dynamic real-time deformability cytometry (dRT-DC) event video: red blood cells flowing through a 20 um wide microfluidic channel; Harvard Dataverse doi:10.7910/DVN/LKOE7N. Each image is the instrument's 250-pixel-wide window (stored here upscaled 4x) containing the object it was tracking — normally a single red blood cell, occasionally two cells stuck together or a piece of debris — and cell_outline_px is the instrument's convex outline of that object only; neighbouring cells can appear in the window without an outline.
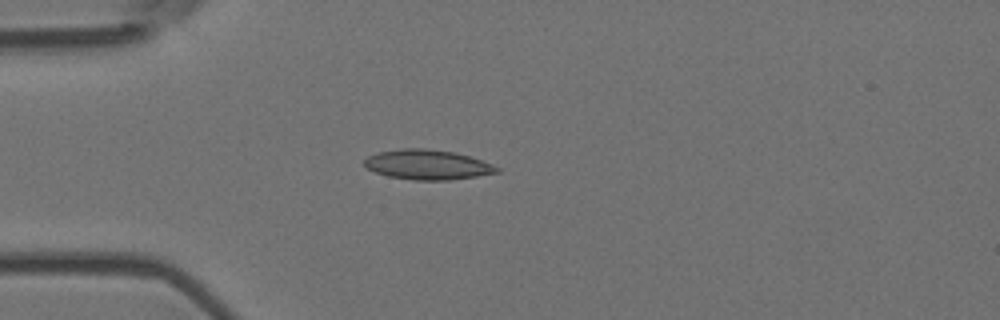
{"species": "Egyptian fruit bat (a non-hibernating species)", "species_latin": "Rousettus aegyptiacus", "temperature_condition": "room temperature", "stored_images_in_passage": 4, "camera_frame_rate_fps": 3000, "um_per_image_px": 0.085, "animal": {"sex": "female"}, "frame": {"image": 1, "passage_image": 3, "time_ms": 0.667, "image_size_px": [1000, 320], "cell_outline_px": [[500, 172], [476, 176], [448, 180], [412, 180], [388, 176], [376, 172], [368, 168], [364, 164], [364, 160], [368, 156], [380, 152], [404, 148], [424, 148], [452, 152], [468, 156], [492, 164], [500, 168]], "centroid_in_image_um": [36.34, 14.0], "position_along_channel_um": 48.7, "area_um2": 22.77}}